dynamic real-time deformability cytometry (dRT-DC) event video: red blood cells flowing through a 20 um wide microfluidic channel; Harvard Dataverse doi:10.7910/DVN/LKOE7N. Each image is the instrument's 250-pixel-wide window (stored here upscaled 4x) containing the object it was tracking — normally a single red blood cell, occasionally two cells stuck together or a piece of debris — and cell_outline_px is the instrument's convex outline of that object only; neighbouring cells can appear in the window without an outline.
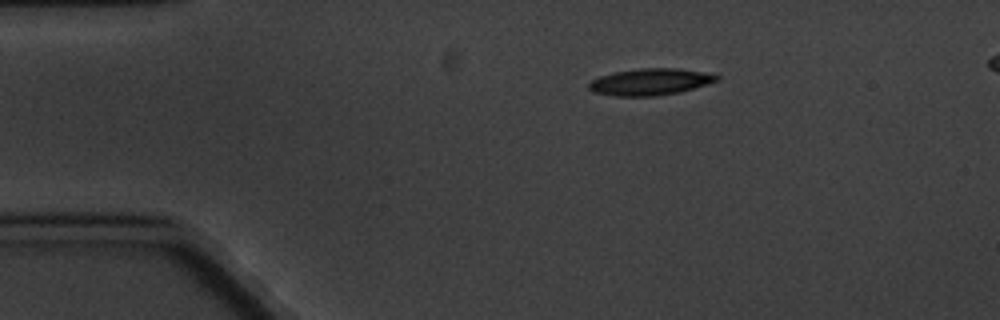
{"species": "common noctule bat (a hibernating species)", "species_latin": "Nyctalus noctula", "temperature_condition": "cold", "stored_images_in_passage": 4, "camera_frame_rate_fps": 3000, "um_per_image_px": 0.085, "animal": {"sex": "male", "body_mass_g": 20.1, "forearm_length_mm": 53.5}, "frame": {"image": 1, "passage_image": 1, "time_ms": 0.0, "image_size_px": [1000, 320], "cell_outline_px": [[720, 80], [680, 92], [656, 96], [616, 96], [592, 92], [588, 88], [588, 84], [592, 80], [600, 76], [616, 72], [640, 68], [676, 68], [704, 72], [720, 76]], "centroid_in_image_um": [55.27, 6.96], "position_along_channel_um": 29.7, "area_um2": 19.83}}